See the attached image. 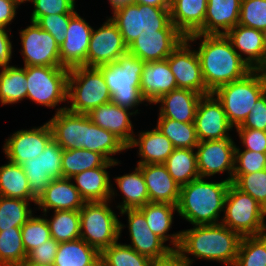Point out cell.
I'll list each match as a JSON object with an SVG mask.
<instances>
[{"label":"cell","mask_w":266,"mask_h":266,"mask_svg":"<svg viewBox=\"0 0 266 266\" xmlns=\"http://www.w3.org/2000/svg\"><path fill=\"white\" fill-rule=\"evenodd\" d=\"M15 1L20 5V3H23L25 1H31V0H15Z\"/></svg>","instance_id":"62"},{"label":"cell","mask_w":266,"mask_h":266,"mask_svg":"<svg viewBox=\"0 0 266 266\" xmlns=\"http://www.w3.org/2000/svg\"><path fill=\"white\" fill-rule=\"evenodd\" d=\"M200 37L203 40L196 52L206 88L211 93L219 86L242 79L252 71L226 35L193 34L186 39L193 42Z\"/></svg>","instance_id":"1"},{"label":"cell","mask_w":266,"mask_h":266,"mask_svg":"<svg viewBox=\"0 0 266 266\" xmlns=\"http://www.w3.org/2000/svg\"><path fill=\"white\" fill-rule=\"evenodd\" d=\"M53 266H100V253L81 238L60 242Z\"/></svg>","instance_id":"31"},{"label":"cell","mask_w":266,"mask_h":266,"mask_svg":"<svg viewBox=\"0 0 266 266\" xmlns=\"http://www.w3.org/2000/svg\"><path fill=\"white\" fill-rule=\"evenodd\" d=\"M0 196L31 200L35 204L37 202L31 196L28 179L22 166L10 161L0 167Z\"/></svg>","instance_id":"34"},{"label":"cell","mask_w":266,"mask_h":266,"mask_svg":"<svg viewBox=\"0 0 266 266\" xmlns=\"http://www.w3.org/2000/svg\"><path fill=\"white\" fill-rule=\"evenodd\" d=\"M169 10L171 22L188 37L204 26L207 0H171Z\"/></svg>","instance_id":"29"},{"label":"cell","mask_w":266,"mask_h":266,"mask_svg":"<svg viewBox=\"0 0 266 266\" xmlns=\"http://www.w3.org/2000/svg\"><path fill=\"white\" fill-rule=\"evenodd\" d=\"M261 32H262L263 44L266 51V27Z\"/></svg>","instance_id":"61"},{"label":"cell","mask_w":266,"mask_h":266,"mask_svg":"<svg viewBox=\"0 0 266 266\" xmlns=\"http://www.w3.org/2000/svg\"><path fill=\"white\" fill-rule=\"evenodd\" d=\"M241 1L207 0L204 26L196 34L225 35L239 23ZM219 28L224 31L219 30Z\"/></svg>","instance_id":"25"},{"label":"cell","mask_w":266,"mask_h":266,"mask_svg":"<svg viewBox=\"0 0 266 266\" xmlns=\"http://www.w3.org/2000/svg\"><path fill=\"white\" fill-rule=\"evenodd\" d=\"M128 214L129 232L132 249L151 260L166 256L173 248L165 246L164 241L149 228L144 214L139 209H125L121 214Z\"/></svg>","instance_id":"19"},{"label":"cell","mask_w":266,"mask_h":266,"mask_svg":"<svg viewBox=\"0 0 266 266\" xmlns=\"http://www.w3.org/2000/svg\"><path fill=\"white\" fill-rule=\"evenodd\" d=\"M53 139L50 125L39 128L19 130L7 139L4 151L10 162L21 165L24 161L36 158Z\"/></svg>","instance_id":"17"},{"label":"cell","mask_w":266,"mask_h":266,"mask_svg":"<svg viewBox=\"0 0 266 266\" xmlns=\"http://www.w3.org/2000/svg\"><path fill=\"white\" fill-rule=\"evenodd\" d=\"M203 95L190 89L177 88L162 95L155 103H162L159 118L194 123L196 109Z\"/></svg>","instance_id":"26"},{"label":"cell","mask_w":266,"mask_h":266,"mask_svg":"<svg viewBox=\"0 0 266 266\" xmlns=\"http://www.w3.org/2000/svg\"><path fill=\"white\" fill-rule=\"evenodd\" d=\"M194 124L199 142L230 138L227 131L233 127L222 103L213 93L203 95L199 100Z\"/></svg>","instance_id":"16"},{"label":"cell","mask_w":266,"mask_h":266,"mask_svg":"<svg viewBox=\"0 0 266 266\" xmlns=\"http://www.w3.org/2000/svg\"><path fill=\"white\" fill-rule=\"evenodd\" d=\"M115 181L125 196L123 204L118 205L121 211L125 209H138L149 203L147 186L139 167H136L135 171L131 174L117 177Z\"/></svg>","instance_id":"35"},{"label":"cell","mask_w":266,"mask_h":266,"mask_svg":"<svg viewBox=\"0 0 266 266\" xmlns=\"http://www.w3.org/2000/svg\"><path fill=\"white\" fill-rule=\"evenodd\" d=\"M185 38L180 45L166 58L175 76L177 88L190 89L202 95L211 94L206 88L199 56L190 50Z\"/></svg>","instance_id":"14"},{"label":"cell","mask_w":266,"mask_h":266,"mask_svg":"<svg viewBox=\"0 0 266 266\" xmlns=\"http://www.w3.org/2000/svg\"><path fill=\"white\" fill-rule=\"evenodd\" d=\"M239 163V164H236ZM266 169V153L235 149V166L233 174H249Z\"/></svg>","instance_id":"49"},{"label":"cell","mask_w":266,"mask_h":266,"mask_svg":"<svg viewBox=\"0 0 266 266\" xmlns=\"http://www.w3.org/2000/svg\"><path fill=\"white\" fill-rule=\"evenodd\" d=\"M34 10L31 22H35L40 16L50 14H75V0H31Z\"/></svg>","instance_id":"51"},{"label":"cell","mask_w":266,"mask_h":266,"mask_svg":"<svg viewBox=\"0 0 266 266\" xmlns=\"http://www.w3.org/2000/svg\"><path fill=\"white\" fill-rule=\"evenodd\" d=\"M20 32L25 66H62L59 45L36 22Z\"/></svg>","instance_id":"13"},{"label":"cell","mask_w":266,"mask_h":266,"mask_svg":"<svg viewBox=\"0 0 266 266\" xmlns=\"http://www.w3.org/2000/svg\"><path fill=\"white\" fill-rule=\"evenodd\" d=\"M232 183L263 208L266 206V169L249 174H233Z\"/></svg>","instance_id":"45"},{"label":"cell","mask_w":266,"mask_h":266,"mask_svg":"<svg viewBox=\"0 0 266 266\" xmlns=\"http://www.w3.org/2000/svg\"><path fill=\"white\" fill-rule=\"evenodd\" d=\"M186 37L170 22L156 33H142L129 46L128 53L144 62L165 60Z\"/></svg>","instance_id":"11"},{"label":"cell","mask_w":266,"mask_h":266,"mask_svg":"<svg viewBox=\"0 0 266 266\" xmlns=\"http://www.w3.org/2000/svg\"><path fill=\"white\" fill-rule=\"evenodd\" d=\"M128 53L117 24L110 18L98 30H93L87 51L86 67H98L117 61Z\"/></svg>","instance_id":"12"},{"label":"cell","mask_w":266,"mask_h":266,"mask_svg":"<svg viewBox=\"0 0 266 266\" xmlns=\"http://www.w3.org/2000/svg\"><path fill=\"white\" fill-rule=\"evenodd\" d=\"M265 92L266 70H252L242 79L219 86L213 94L222 103L229 123L237 127Z\"/></svg>","instance_id":"5"},{"label":"cell","mask_w":266,"mask_h":266,"mask_svg":"<svg viewBox=\"0 0 266 266\" xmlns=\"http://www.w3.org/2000/svg\"><path fill=\"white\" fill-rule=\"evenodd\" d=\"M157 128L172 142L174 148L196 149L199 143L194 123L158 118Z\"/></svg>","instance_id":"39"},{"label":"cell","mask_w":266,"mask_h":266,"mask_svg":"<svg viewBox=\"0 0 266 266\" xmlns=\"http://www.w3.org/2000/svg\"><path fill=\"white\" fill-rule=\"evenodd\" d=\"M199 176H213L217 173L230 171L228 181L232 182L235 166L236 146L231 138L222 140L201 141L196 146Z\"/></svg>","instance_id":"15"},{"label":"cell","mask_w":266,"mask_h":266,"mask_svg":"<svg viewBox=\"0 0 266 266\" xmlns=\"http://www.w3.org/2000/svg\"><path fill=\"white\" fill-rule=\"evenodd\" d=\"M148 190L149 202L177 205L181 186L164 164H138Z\"/></svg>","instance_id":"21"},{"label":"cell","mask_w":266,"mask_h":266,"mask_svg":"<svg viewBox=\"0 0 266 266\" xmlns=\"http://www.w3.org/2000/svg\"><path fill=\"white\" fill-rule=\"evenodd\" d=\"M231 182H206L202 177L181 186L177 212L191 224H217Z\"/></svg>","instance_id":"3"},{"label":"cell","mask_w":266,"mask_h":266,"mask_svg":"<svg viewBox=\"0 0 266 266\" xmlns=\"http://www.w3.org/2000/svg\"><path fill=\"white\" fill-rule=\"evenodd\" d=\"M225 35L235 50L248 55L244 61L252 70H266V51L260 30L237 24Z\"/></svg>","instance_id":"24"},{"label":"cell","mask_w":266,"mask_h":266,"mask_svg":"<svg viewBox=\"0 0 266 266\" xmlns=\"http://www.w3.org/2000/svg\"><path fill=\"white\" fill-rule=\"evenodd\" d=\"M134 3L150 5L154 7H170L171 0H134Z\"/></svg>","instance_id":"59"},{"label":"cell","mask_w":266,"mask_h":266,"mask_svg":"<svg viewBox=\"0 0 266 266\" xmlns=\"http://www.w3.org/2000/svg\"><path fill=\"white\" fill-rule=\"evenodd\" d=\"M68 111L88 114L91 110L111 102V95L101 71L97 67L78 66L69 69Z\"/></svg>","instance_id":"6"},{"label":"cell","mask_w":266,"mask_h":266,"mask_svg":"<svg viewBox=\"0 0 266 266\" xmlns=\"http://www.w3.org/2000/svg\"><path fill=\"white\" fill-rule=\"evenodd\" d=\"M53 140L64 150L85 149L86 114L58 109L55 116L48 121Z\"/></svg>","instance_id":"20"},{"label":"cell","mask_w":266,"mask_h":266,"mask_svg":"<svg viewBox=\"0 0 266 266\" xmlns=\"http://www.w3.org/2000/svg\"><path fill=\"white\" fill-rule=\"evenodd\" d=\"M248 117L236 128L266 131V92L254 103Z\"/></svg>","instance_id":"54"},{"label":"cell","mask_w":266,"mask_h":266,"mask_svg":"<svg viewBox=\"0 0 266 266\" xmlns=\"http://www.w3.org/2000/svg\"><path fill=\"white\" fill-rule=\"evenodd\" d=\"M54 212L53 219H47L51 237L59 243L80 239L79 210H58Z\"/></svg>","instance_id":"41"},{"label":"cell","mask_w":266,"mask_h":266,"mask_svg":"<svg viewBox=\"0 0 266 266\" xmlns=\"http://www.w3.org/2000/svg\"><path fill=\"white\" fill-rule=\"evenodd\" d=\"M169 9L133 3L113 12L111 19L129 46L142 33L163 30L171 22Z\"/></svg>","instance_id":"9"},{"label":"cell","mask_w":266,"mask_h":266,"mask_svg":"<svg viewBox=\"0 0 266 266\" xmlns=\"http://www.w3.org/2000/svg\"><path fill=\"white\" fill-rule=\"evenodd\" d=\"M63 148L53 139L47 144L42 152L43 171L52 179H60L62 176V153Z\"/></svg>","instance_id":"53"},{"label":"cell","mask_w":266,"mask_h":266,"mask_svg":"<svg viewBox=\"0 0 266 266\" xmlns=\"http://www.w3.org/2000/svg\"><path fill=\"white\" fill-rule=\"evenodd\" d=\"M58 246L59 242L49 238L27 254L24 266H53Z\"/></svg>","instance_id":"52"},{"label":"cell","mask_w":266,"mask_h":266,"mask_svg":"<svg viewBox=\"0 0 266 266\" xmlns=\"http://www.w3.org/2000/svg\"><path fill=\"white\" fill-rule=\"evenodd\" d=\"M27 97L26 66H9L0 73V100L3 105L16 103Z\"/></svg>","instance_id":"38"},{"label":"cell","mask_w":266,"mask_h":266,"mask_svg":"<svg viewBox=\"0 0 266 266\" xmlns=\"http://www.w3.org/2000/svg\"><path fill=\"white\" fill-rule=\"evenodd\" d=\"M222 224L241 237L265 234L264 208L254 198L238 189L232 182L225 198Z\"/></svg>","instance_id":"8"},{"label":"cell","mask_w":266,"mask_h":266,"mask_svg":"<svg viewBox=\"0 0 266 266\" xmlns=\"http://www.w3.org/2000/svg\"><path fill=\"white\" fill-rule=\"evenodd\" d=\"M139 139H133L128 148L139 146V155L144 159L138 164H164L174 151L172 142L156 127L147 132H141Z\"/></svg>","instance_id":"30"},{"label":"cell","mask_w":266,"mask_h":266,"mask_svg":"<svg viewBox=\"0 0 266 266\" xmlns=\"http://www.w3.org/2000/svg\"><path fill=\"white\" fill-rule=\"evenodd\" d=\"M26 258L21 227L0 231V266H24Z\"/></svg>","instance_id":"40"},{"label":"cell","mask_w":266,"mask_h":266,"mask_svg":"<svg viewBox=\"0 0 266 266\" xmlns=\"http://www.w3.org/2000/svg\"><path fill=\"white\" fill-rule=\"evenodd\" d=\"M28 200L0 196V231L22 227L32 216Z\"/></svg>","instance_id":"43"},{"label":"cell","mask_w":266,"mask_h":266,"mask_svg":"<svg viewBox=\"0 0 266 266\" xmlns=\"http://www.w3.org/2000/svg\"><path fill=\"white\" fill-rule=\"evenodd\" d=\"M19 5L15 0H0V27L6 28L16 15Z\"/></svg>","instance_id":"57"},{"label":"cell","mask_w":266,"mask_h":266,"mask_svg":"<svg viewBox=\"0 0 266 266\" xmlns=\"http://www.w3.org/2000/svg\"><path fill=\"white\" fill-rule=\"evenodd\" d=\"M85 149L102 154L108 161L117 162L109 156L128 147L113 133L92 123L86 114Z\"/></svg>","instance_id":"33"},{"label":"cell","mask_w":266,"mask_h":266,"mask_svg":"<svg viewBox=\"0 0 266 266\" xmlns=\"http://www.w3.org/2000/svg\"><path fill=\"white\" fill-rule=\"evenodd\" d=\"M241 236L221 222L209 225H196L180 232L177 251L185 258V253L198 258L222 261L234 266L237 260Z\"/></svg>","instance_id":"2"},{"label":"cell","mask_w":266,"mask_h":266,"mask_svg":"<svg viewBox=\"0 0 266 266\" xmlns=\"http://www.w3.org/2000/svg\"><path fill=\"white\" fill-rule=\"evenodd\" d=\"M266 215V206L264 207V216Z\"/></svg>","instance_id":"63"},{"label":"cell","mask_w":266,"mask_h":266,"mask_svg":"<svg viewBox=\"0 0 266 266\" xmlns=\"http://www.w3.org/2000/svg\"><path fill=\"white\" fill-rule=\"evenodd\" d=\"M109 88L111 102L120 107L131 109L144 102L140 93V78L144 61L126 53L117 61L97 67Z\"/></svg>","instance_id":"4"},{"label":"cell","mask_w":266,"mask_h":266,"mask_svg":"<svg viewBox=\"0 0 266 266\" xmlns=\"http://www.w3.org/2000/svg\"><path fill=\"white\" fill-rule=\"evenodd\" d=\"M128 110L110 102L91 110L87 116L92 123L110 131L129 147L134 139L129 116L134 113H130Z\"/></svg>","instance_id":"23"},{"label":"cell","mask_w":266,"mask_h":266,"mask_svg":"<svg viewBox=\"0 0 266 266\" xmlns=\"http://www.w3.org/2000/svg\"><path fill=\"white\" fill-rule=\"evenodd\" d=\"M93 28L75 13L69 22L65 40L59 46L61 65L67 69L86 66L87 51Z\"/></svg>","instance_id":"18"},{"label":"cell","mask_w":266,"mask_h":266,"mask_svg":"<svg viewBox=\"0 0 266 266\" xmlns=\"http://www.w3.org/2000/svg\"><path fill=\"white\" fill-rule=\"evenodd\" d=\"M189 257H183L177 250H171L166 256L152 260L150 266H190Z\"/></svg>","instance_id":"56"},{"label":"cell","mask_w":266,"mask_h":266,"mask_svg":"<svg viewBox=\"0 0 266 266\" xmlns=\"http://www.w3.org/2000/svg\"><path fill=\"white\" fill-rule=\"evenodd\" d=\"M151 262L149 257L118 242L100 253V266H150Z\"/></svg>","instance_id":"42"},{"label":"cell","mask_w":266,"mask_h":266,"mask_svg":"<svg viewBox=\"0 0 266 266\" xmlns=\"http://www.w3.org/2000/svg\"><path fill=\"white\" fill-rule=\"evenodd\" d=\"M177 89V82L168 60L144 62L140 78V93L143 99L154 103L164 94Z\"/></svg>","instance_id":"22"},{"label":"cell","mask_w":266,"mask_h":266,"mask_svg":"<svg viewBox=\"0 0 266 266\" xmlns=\"http://www.w3.org/2000/svg\"><path fill=\"white\" fill-rule=\"evenodd\" d=\"M243 145L249 151L266 153V131L236 128Z\"/></svg>","instance_id":"55"},{"label":"cell","mask_w":266,"mask_h":266,"mask_svg":"<svg viewBox=\"0 0 266 266\" xmlns=\"http://www.w3.org/2000/svg\"><path fill=\"white\" fill-rule=\"evenodd\" d=\"M21 234L26 254L51 238L47 219L33 216L21 227Z\"/></svg>","instance_id":"47"},{"label":"cell","mask_w":266,"mask_h":266,"mask_svg":"<svg viewBox=\"0 0 266 266\" xmlns=\"http://www.w3.org/2000/svg\"><path fill=\"white\" fill-rule=\"evenodd\" d=\"M164 165L172 178L180 185L199 178L197 156L193 149L175 148Z\"/></svg>","instance_id":"36"},{"label":"cell","mask_w":266,"mask_h":266,"mask_svg":"<svg viewBox=\"0 0 266 266\" xmlns=\"http://www.w3.org/2000/svg\"><path fill=\"white\" fill-rule=\"evenodd\" d=\"M117 164L118 162L107 161L103 166L85 170L72 177L77 183L74 186L85 202L109 201L112 194H115L106 168Z\"/></svg>","instance_id":"27"},{"label":"cell","mask_w":266,"mask_h":266,"mask_svg":"<svg viewBox=\"0 0 266 266\" xmlns=\"http://www.w3.org/2000/svg\"><path fill=\"white\" fill-rule=\"evenodd\" d=\"M112 5V9L115 12L116 10L123 8L127 5L133 4L134 0H109Z\"/></svg>","instance_id":"60"},{"label":"cell","mask_w":266,"mask_h":266,"mask_svg":"<svg viewBox=\"0 0 266 266\" xmlns=\"http://www.w3.org/2000/svg\"><path fill=\"white\" fill-rule=\"evenodd\" d=\"M234 266H266V233L241 238Z\"/></svg>","instance_id":"44"},{"label":"cell","mask_w":266,"mask_h":266,"mask_svg":"<svg viewBox=\"0 0 266 266\" xmlns=\"http://www.w3.org/2000/svg\"><path fill=\"white\" fill-rule=\"evenodd\" d=\"M108 160L100 153L86 149L63 150L62 176L71 178L85 170L103 166Z\"/></svg>","instance_id":"37"},{"label":"cell","mask_w":266,"mask_h":266,"mask_svg":"<svg viewBox=\"0 0 266 266\" xmlns=\"http://www.w3.org/2000/svg\"><path fill=\"white\" fill-rule=\"evenodd\" d=\"M21 166L28 179L31 196L38 201L52 181L47 172L43 171L42 153L36 158L24 161Z\"/></svg>","instance_id":"46"},{"label":"cell","mask_w":266,"mask_h":266,"mask_svg":"<svg viewBox=\"0 0 266 266\" xmlns=\"http://www.w3.org/2000/svg\"><path fill=\"white\" fill-rule=\"evenodd\" d=\"M70 182L71 178L52 179L36 204L42 207L45 213L48 209H54V211L80 210L85 201L80 196L78 189Z\"/></svg>","instance_id":"28"},{"label":"cell","mask_w":266,"mask_h":266,"mask_svg":"<svg viewBox=\"0 0 266 266\" xmlns=\"http://www.w3.org/2000/svg\"><path fill=\"white\" fill-rule=\"evenodd\" d=\"M74 14H50L40 16L35 22L45 31L49 32L60 46L65 40L70 18Z\"/></svg>","instance_id":"50"},{"label":"cell","mask_w":266,"mask_h":266,"mask_svg":"<svg viewBox=\"0 0 266 266\" xmlns=\"http://www.w3.org/2000/svg\"><path fill=\"white\" fill-rule=\"evenodd\" d=\"M238 24L262 31L266 27V0H242Z\"/></svg>","instance_id":"48"},{"label":"cell","mask_w":266,"mask_h":266,"mask_svg":"<svg viewBox=\"0 0 266 266\" xmlns=\"http://www.w3.org/2000/svg\"><path fill=\"white\" fill-rule=\"evenodd\" d=\"M12 44L4 27H0V67L6 68L11 59Z\"/></svg>","instance_id":"58"},{"label":"cell","mask_w":266,"mask_h":266,"mask_svg":"<svg viewBox=\"0 0 266 266\" xmlns=\"http://www.w3.org/2000/svg\"><path fill=\"white\" fill-rule=\"evenodd\" d=\"M68 75L63 66H26L27 98L47 107L66 101Z\"/></svg>","instance_id":"10"},{"label":"cell","mask_w":266,"mask_h":266,"mask_svg":"<svg viewBox=\"0 0 266 266\" xmlns=\"http://www.w3.org/2000/svg\"><path fill=\"white\" fill-rule=\"evenodd\" d=\"M79 213L80 238L99 253L117 242L123 225L107 201L85 202Z\"/></svg>","instance_id":"7"},{"label":"cell","mask_w":266,"mask_h":266,"mask_svg":"<svg viewBox=\"0 0 266 266\" xmlns=\"http://www.w3.org/2000/svg\"><path fill=\"white\" fill-rule=\"evenodd\" d=\"M138 209L144 214L150 230L164 242L172 238L171 242L175 246L173 250H177L180 243V232L172 236L166 234L171 227L173 212L177 210V205L149 202Z\"/></svg>","instance_id":"32"}]
</instances>
